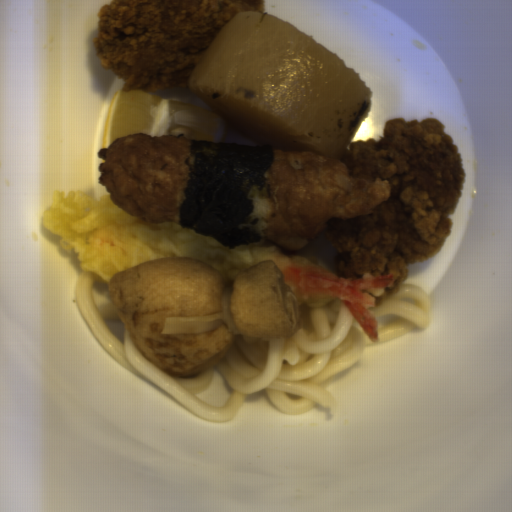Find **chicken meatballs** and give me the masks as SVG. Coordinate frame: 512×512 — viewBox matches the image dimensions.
<instances>
[{"mask_svg":"<svg viewBox=\"0 0 512 512\" xmlns=\"http://www.w3.org/2000/svg\"><path fill=\"white\" fill-rule=\"evenodd\" d=\"M191 142L184 136L135 133L115 139L97 156L98 183L113 205L150 223H180L190 180Z\"/></svg>","mask_w":512,"mask_h":512,"instance_id":"2","label":"chicken meatballs"},{"mask_svg":"<svg viewBox=\"0 0 512 512\" xmlns=\"http://www.w3.org/2000/svg\"><path fill=\"white\" fill-rule=\"evenodd\" d=\"M267 185L251 190L250 229L270 242L306 237L312 242L330 219L368 216L392 196L389 179L350 175L346 163L310 151L272 150Z\"/></svg>","mask_w":512,"mask_h":512,"instance_id":"1","label":"chicken meatballs"}]
</instances>
